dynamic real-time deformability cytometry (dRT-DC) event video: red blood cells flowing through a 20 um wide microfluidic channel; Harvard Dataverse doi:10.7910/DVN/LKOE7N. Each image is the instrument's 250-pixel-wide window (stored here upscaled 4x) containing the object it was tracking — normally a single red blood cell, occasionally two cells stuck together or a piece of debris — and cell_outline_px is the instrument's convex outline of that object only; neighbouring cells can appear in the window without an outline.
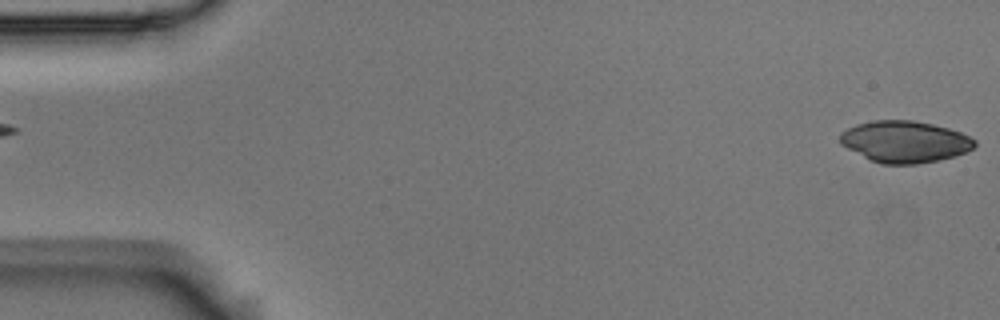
{"species": "Egyptian fruit bat (a non-hibernating species)", "species_latin": "Rousettus aegyptiacus", "temperature_condition": "room temperature", "stored_images_in_passage": 5, "segment_of_instrument_passage": [2, 2], "camera_frame_rate_fps": 3000, "um_per_image_px": 0.085, "animal": {"sex": "male"}, "frame": {"image": 1, "passage_image": 5, "time_ms": 1.333, "image_size_px": [1000, 320], "cell_outline_px": [[976, 144], [972, 148], [956, 156], [940, 160], [916, 164], [880, 164], [868, 160], [840, 144], [840, 132], [856, 124], [872, 120], [912, 120], [932, 124], [948, 128], [960, 132], [976, 140]], "centroid_in_image_um": [76.87, 12.05], "position_along_channel_um": 8.1, "area_um2": 32.83}}